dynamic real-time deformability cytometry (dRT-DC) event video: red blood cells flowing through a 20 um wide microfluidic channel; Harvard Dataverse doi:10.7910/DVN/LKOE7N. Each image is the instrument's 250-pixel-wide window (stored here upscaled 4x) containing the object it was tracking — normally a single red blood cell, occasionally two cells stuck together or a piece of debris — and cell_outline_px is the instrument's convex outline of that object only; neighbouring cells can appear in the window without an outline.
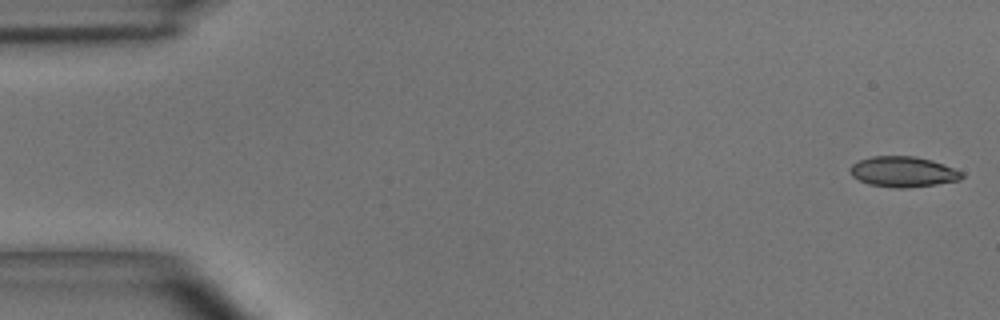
{"species": "common noctule bat (a hibernating species)", "species_latin": "Nyctalus noctula", "temperature_condition": "room temperature", "stored_images_in_passage": 50, "camera_frame_rate_fps": 3000, "um_per_image_px": 0.085, "animal": {"sex": "male", "body_mass_g": 15.6}, "frame": {"image": 1, "passage_image": 1, "time_ms": 0.0, "image_size_px": [1000, 320], "cell_outline_px": [[964, 176], [960, 180], [936, 184], [904, 188], [892, 188], [868, 184], [852, 176], [848, 168], [852, 164], [860, 160], [872, 156], [916, 156], [932, 160], [944, 164], [964, 172]], "centroid_in_image_um": [76.77, 14.6], "position_along_channel_um": 8.2, "area_um2": 20.0}}
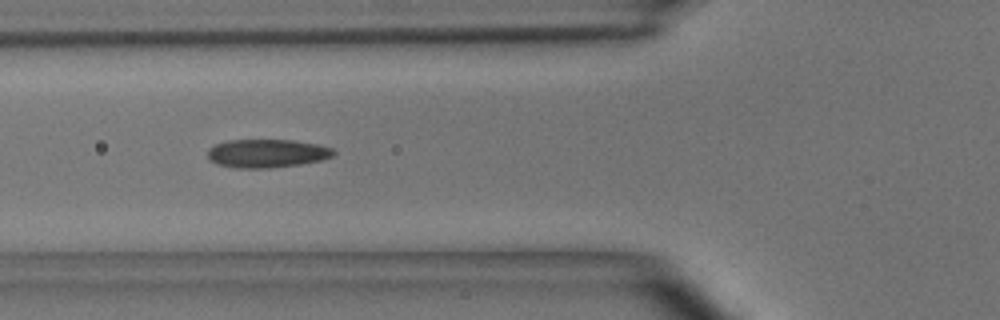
{"frame": {"image": 2, "passage_image": 18, "time_ms": 5.667, "image_size_px": [1000, 320], "cell_outline_px": [[336, 152], [332, 156], [320, 160], [300, 164], [268, 168], [236, 168], [220, 164], [208, 160], [208, 148], [216, 144], [228, 140], [292, 140], [316, 144], [332, 148]], "centroid_in_image_um": [22.67, 13.03], "position_along_channel_um": 103.1, "area_um2": 20.69}}
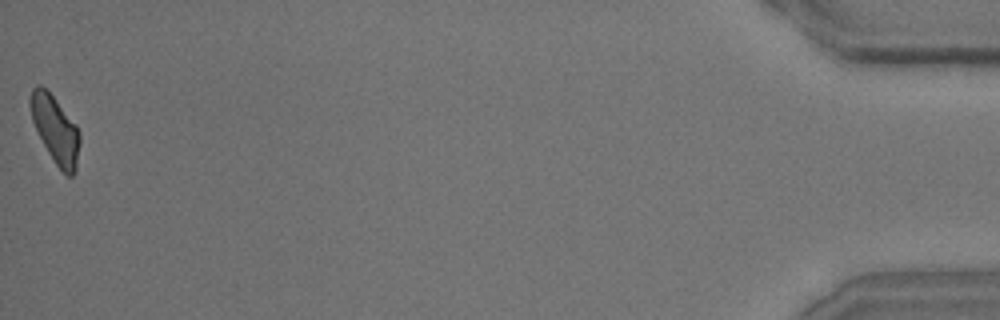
{"frame": {"image": 3, "passage_image": 50, "time_ms": 16.333, "image_size_px": [1000, 320], "cell_outline_px": [[80, 144], [76, 168], [72, 176], [68, 176], [56, 164], [48, 152], [32, 120], [28, 104], [28, 96], [32, 88], [36, 84], [40, 84], [48, 88], [76, 124], [80, 132]], "centroid_in_image_um": [4.68, 10.91], "position_along_channel_um": 430.5, "area_um2": 19.71}, "authors_computed_cell_mechanics": {"area_um2": 20.2011, "velocity_mm_per_s": 3.9588, "shape_relaxation_time_tau1_ms": 5.2087, "shape_relaxation_time_tau2_ms": 2.484, "deformation_change_tau1": 0.1784, "deformation_change_tau2": 0.0914}}